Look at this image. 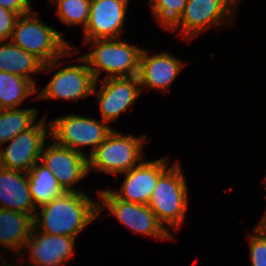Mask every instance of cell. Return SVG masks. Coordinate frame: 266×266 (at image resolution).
Listing matches in <instances>:
<instances>
[{
	"label": "cell",
	"instance_id": "obj_25",
	"mask_svg": "<svg viewBox=\"0 0 266 266\" xmlns=\"http://www.w3.org/2000/svg\"><path fill=\"white\" fill-rule=\"evenodd\" d=\"M18 17V14L0 6V41L11 40Z\"/></svg>",
	"mask_w": 266,
	"mask_h": 266
},
{
	"label": "cell",
	"instance_id": "obj_7",
	"mask_svg": "<svg viewBox=\"0 0 266 266\" xmlns=\"http://www.w3.org/2000/svg\"><path fill=\"white\" fill-rule=\"evenodd\" d=\"M97 195L100 199L98 213L108 208L109 215H115L119 222L134 233L165 240L174 238L170 230L164 228L147 205L118 199L111 190L107 189L98 191Z\"/></svg>",
	"mask_w": 266,
	"mask_h": 266
},
{
	"label": "cell",
	"instance_id": "obj_15",
	"mask_svg": "<svg viewBox=\"0 0 266 266\" xmlns=\"http://www.w3.org/2000/svg\"><path fill=\"white\" fill-rule=\"evenodd\" d=\"M183 66L182 61L169 52L149 56L147 50H142L138 73L141 89L147 87L168 92Z\"/></svg>",
	"mask_w": 266,
	"mask_h": 266
},
{
	"label": "cell",
	"instance_id": "obj_11",
	"mask_svg": "<svg viewBox=\"0 0 266 266\" xmlns=\"http://www.w3.org/2000/svg\"><path fill=\"white\" fill-rule=\"evenodd\" d=\"M41 160L65 191L82 192L73 187L89 174L88 156L53 142L49 146L44 145Z\"/></svg>",
	"mask_w": 266,
	"mask_h": 266
},
{
	"label": "cell",
	"instance_id": "obj_3",
	"mask_svg": "<svg viewBox=\"0 0 266 266\" xmlns=\"http://www.w3.org/2000/svg\"><path fill=\"white\" fill-rule=\"evenodd\" d=\"M93 51L83 55L94 79L98 81L102 71L107 78L138 76L143 49L130 45L121 38L84 41Z\"/></svg>",
	"mask_w": 266,
	"mask_h": 266
},
{
	"label": "cell",
	"instance_id": "obj_24",
	"mask_svg": "<svg viewBox=\"0 0 266 266\" xmlns=\"http://www.w3.org/2000/svg\"><path fill=\"white\" fill-rule=\"evenodd\" d=\"M249 237L252 266H266V234L254 227Z\"/></svg>",
	"mask_w": 266,
	"mask_h": 266
},
{
	"label": "cell",
	"instance_id": "obj_4",
	"mask_svg": "<svg viewBox=\"0 0 266 266\" xmlns=\"http://www.w3.org/2000/svg\"><path fill=\"white\" fill-rule=\"evenodd\" d=\"M187 197L185 176L176 161L158 179L147 206L165 229L169 226L178 230L188 208Z\"/></svg>",
	"mask_w": 266,
	"mask_h": 266
},
{
	"label": "cell",
	"instance_id": "obj_9",
	"mask_svg": "<svg viewBox=\"0 0 266 266\" xmlns=\"http://www.w3.org/2000/svg\"><path fill=\"white\" fill-rule=\"evenodd\" d=\"M239 0H188L181 15L180 35L191 40L212 26L233 19Z\"/></svg>",
	"mask_w": 266,
	"mask_h": 266
},
{
	"label": "cell",
	"instance_id": "obj_27",
	"mask_svg": "<svg viewBox=\"0 0 266 266\" xmlns=\"http://www.w3.org/2000/svg\"><path fill=\"white\" fill-rule=\"evenodd\" d=\"M255 227H257L261 232L266 234V214L264 215L262 220Z\"/></svg>",
	"mask_w": 266,
	"mask_h": 266
},
{
	"label": "cell",
	"instance_id": "obj_2",
	"mask_svg": "<svg viewBox=\"0 0 266 266\" xmlns=\"http://www.w3.org/2000/svg\"><path fill=\"white\" fill-rule=\"evenodd\" d=\"M11 41L33 54L43 64L53 63L59 57L77 54L59 31L44 24L34 11L18 17Z\"/></svg>",
	"mask_w": 266,
	"mask_h": 266
},
{
	"label": "cell",
	"instance_id": "obj_6",
	"mask_svg": "<svg viewBox=\"0 0 266 266\" xmlns=\"http://www.w3.org/2000/svg\"><path fill=\"white\" fill-rule=\"evenodd\" d=\"M49 137L55 143L79 153L85 146H91L89 156L114 130L108 122L92 117L67 114L51 120Z\"/></svg>",
	"mask_w": 266,
	"mask_h": 266
},
{
	"label": "cell",
	"instance_id": "obj_14",
	"mask_svg": "<svg viewBox=\"0 0 266 266\" xmlns=\"http://www.w3.org/2000/svg\"><path fill=\"white\" fill-rule=\"evenodd\" d=\"M129 0H91L84 41L121 38Z\"/></svg>",
	"mask_w": 266,
	"mask_h": 266
},
{
	"label": "cell",
	"instance_id": "obj_19",
	"mask_svg": "<svg viewBox=\"0 0 266 266\" xmlns=\"http://www.w3.org/2000/svg\"><path fill=\"white\" fill-rule=\"evenodd\" d=\"M27 174L29 190L36 209L37 205L42 207L66 192L42 162L35 163Z\"/></svg>",
	"mask_w": 266,
	"mask_h": 266
},
{
	"label": "cell",
	"instance_id": "obj_20",
	"mask_svg": "<svg viewBox=\"0 0 266 266\" xmlns=\"http://www.w3.org/2000/svg\"><path fill=\"white\" fill-rule=\"evenodd\" d=\"M38 92L29 79L0 71V109H16L30 95Z\"/></svg>",
	"mask_w": 266,
	"mask_h": 266
},
{
	"label": "cell",
	"instance_id": "obj_12",
	"mask_svg": "<svg viewBox=\"0 0 266 266\" xmlns=\"http://www.w3.org/2000/svg\"><path fill=\"white\" fill-rule=\"evenodd\" d=\"M167 157L155 161H142L122 173L125 179L121 188L111 192L127 202L147 205L160 176L169 168Z\"/></svg>",
	"mask_w": 266,
	"mask_h": 266
},
{
	"label": "cell",
	"instance_id": "obj_26",
	"mask_svg": "<svg viewBox=\"0 0 266 266\" xmlns=\"http://www.w3.org/2000/svg\"><path fill=\"white\" fill-rule=\"evenodd\" d=\"M0 6L19 16L32 11L30 0H0Z\"/></svg>",
	"mask_w": 266,
	"mask_h": 266
},
{
	"label": "cell",
	"instance_id": "obj_5",
	"mask_svg": "<svg viewBox=\"0 0 266 266\" xmlns=\"http://www.w3.org/2000/svg\"><path fill=\"white\" fill-rule=\"evenodd\" d=\"M146 136L123 135L115 129L88 156L91 170L107 174H122L143 161L142 147Z\"/></svg>",
	"mask_w": 266,
	"mask_h": 266
},
{
	"label": "cell",
	"instance_id": "obj_10",
	"mask_svg": "<svg viewBox=\"0 0 266 266\" xmlns=\"http://www.w3.org/2000/svg\"><path fill=\"white\" fill-rule=\"evenodd\" d=\"M76 61L82 65H70L58 70L39 92L35 99H65L78 102L80 98H85L93 94L95 79L89 69L87 61L82 56Z\"/></svg>",
	"mask_w": 266,
	"mask_h": 266
},
{
	"label": "cell",
	"instance_id": "obj_8",
	"mask_svg": "<svg viewBox=\"0 0 266 266\" xmlns=\"http://www.w3.org/2000/svg\"><path fill=\"white\" fill-rule=\"evenodd\" d=\"M45 118L43 116L31 128L9 140L8 146L0 147V167L27 173L41 160L46 136L50 135V125H47Z\"/></svg>",
	"mask_w": 266,
	"mask_h": 266
},
{
	"label": "cell",
	"instance_id": "obj_17",
	"mask_svg": "<svg viewBox=\"0 0 266 266\" xmlns=\"http://www.w3.org/2000/svg\"><path fill=\"white\" fill-rule=\"evenodd\" d=\"M59 57L53 63L43 64L33 54L25 51L21 47L14 44L11 40L0 41V71L9 72L18 76H23L31 80L35 85L32 74L42 71H55Z\"/></svg>",
	"mask_w": 266,
	"mask_h": 266
},
{
	"label": "cell",
	"instance_id": "obj_1",
	"mask_svg": "<svg viewBox=\"0 0 266 266\" xmlns=\"http://www.w3.org/2000/svg\"><path fill=\"white\" fill-rule=\"evenodd\" d=\"M98 202L86 193L65 192L37 209L33 226L39 232L76 238L92 221L98 219Z\"/></svg>",
	"mask_w": 266,
	"mask_h": 266
},
{
	"label": "cell",
	"instance_id": "obj_22",
	"mask_svg": "<svg viewBox=\"0 0 266 266\" xmlns=\"http://www.w3.org/2000/svg\"><path fill=\"white\" fill-rule=\"evenodd\" d=\"M152 15L164 29H178L188 0H149Z\"/></svg>",
	"mask_w": 266,
	"mask_h": 266
},
{
	"label": "cell",
	"instance_id": "obj_21",
	"mask_svg": "<svg viewBox=\"0 0 266 266\" xmlns=\"http://www.w3.org/2000/svg\"><path fill=\"white\" fill-rule=\"evenodd\" d=\"M37 113L35 107L0 109V145L31 128L35 124Z\"/></svg>",
	"mask_w": 266,
	"mask_h": 266
},
{
	"label": "cell",
	"instance_id": "obj_23",
	"mask_svg": "<svg viewBox=\"0 0 266 266\" xmlns=\"http://www.w3.org/2000/svg\"><path fill=\"white\" fill-rule=\"evenodd\" d=\"M56 6V13L63 23L82 24L85 29L90 15L91 0H51Z\"/></svg>",
	"mask_w": 266,
	"mask_h": 266
},
{
	"label": "cell",
	"instance_id": "obj_18",
	"mask_svg": "<svg viewBox=\"0 0 266 266\" xmlns=\"http://www.w3.org/2000/svg\"><path fill=\"white\" fill-rule=\"evenodd\" d=\"M33 228L29 214L0 208V246L20 255Z\"/></svg>",
	"mask_w": 266,
	"mask_h": 266
},
{
	"label": "cell",
	"instance_id": "obj_16",
	"mask_svg": "<svg viewBox=\"0 0 266 266\" xmlns=\"http://www.w3.org/2000/svg\"><path fill=\"white\" fill-rule=\"evenodd\" d=\"M1 209L29 214L33 219L37 209L29 190L28 174L0 167Z\"/></svg>",
	"mask_w": 266,
	"mask_h": 266
},
{
	"label": "cell",
	"instance_id": "obj_13",
	"mask_svg": "<svg viewBox=\"0 0 266 266\" xmlns=\"http://www.w3.org/2000/svg\"><path fill=\"white\" fill-rule=\"evenodd\" d=\"M103 86L96 92L95 81L93 94H97V100L102 115V120L115 122L121 113L131 106L141 94V86L138 76L107 78L102 80Z\"/></svg>",
	"mask_w": 266,
	"mask_h": 266
}]
</instances>
